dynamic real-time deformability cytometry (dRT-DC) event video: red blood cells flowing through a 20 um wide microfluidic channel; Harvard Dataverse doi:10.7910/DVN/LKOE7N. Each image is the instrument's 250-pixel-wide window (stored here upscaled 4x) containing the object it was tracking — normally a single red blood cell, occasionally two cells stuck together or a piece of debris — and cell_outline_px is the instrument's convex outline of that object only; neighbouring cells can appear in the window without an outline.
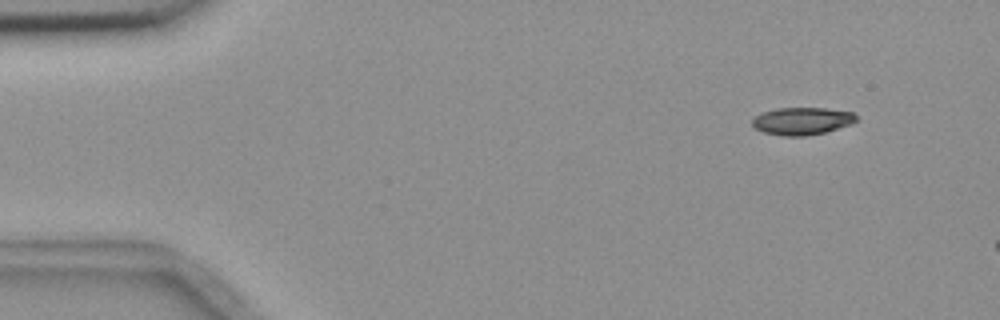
{"species": "common noctule bat (a hibernating species)", "species_latin": "Nyctalus noctula", "temperature_condition": "room temperature", "stored_images_in_passage": 3, "camera_frame_rate_fps": 3000, "um_per_image_px": 0.085, "animal": {"sex": "female", "body_mass_g": 18.4}, "frame": {"image": 1, "passage_image": 2, "time_ms": 1.0, "image_size_px": [1000, 320], "cell_outline_px": [[856, 120], [852, 124], [824, 132], [804, 136], [784, 136], [764, 132], [756, 128], [752, 124], [752, 120], [756, 116], [764, 112], [780, 108], [824, 108], [852, 112], [856, 116]], "centroid_in_image_um": [68.19, 10.29], "position_along_channel_um": 16.8, "area_um2": 16.36}}